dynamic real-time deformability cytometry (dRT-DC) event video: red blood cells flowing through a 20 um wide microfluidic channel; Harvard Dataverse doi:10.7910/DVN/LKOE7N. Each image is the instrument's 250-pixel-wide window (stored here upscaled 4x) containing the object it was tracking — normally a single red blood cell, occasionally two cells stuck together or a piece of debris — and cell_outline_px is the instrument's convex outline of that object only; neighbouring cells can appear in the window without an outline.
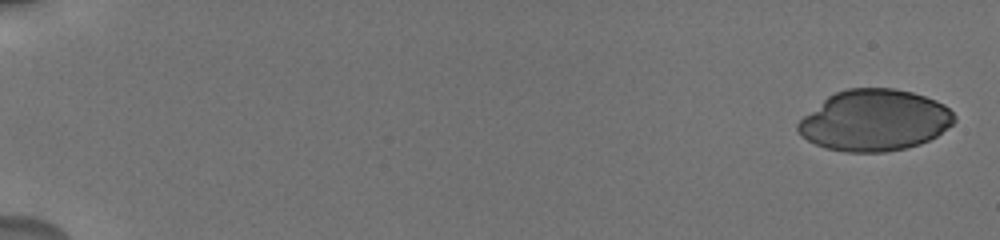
{"species": "human", "species_latin": "Homo sapiens", "temperature_condition": "cold", "stored_images_in_passage": 14, "camera_frame_rate_fps": 3000, "um_per_image_px": 0.085, "donor": {"sex": "male"}, "frame": {"image": 1, "passage_image": 1, "time_ms": 0.0, "image_size_px": [1000, 240], "cell_outline_px": [[956, 120], [952, 124], [936, 136], [920, 144], [904, 148], [884, 152], [844, 152], [828, 148], [816, 144], [808, 140], [796, 128], [796, 124], [804, 116], [828, 96], [836, 92], [848, 88], [892, 88], [912, 92], [936, 100], [944, 104], [956, 116]], "centroid_in_image_um": [74.35, 10.22], "position_along_channel_um": 10.6, "area_um2": 55.43}}